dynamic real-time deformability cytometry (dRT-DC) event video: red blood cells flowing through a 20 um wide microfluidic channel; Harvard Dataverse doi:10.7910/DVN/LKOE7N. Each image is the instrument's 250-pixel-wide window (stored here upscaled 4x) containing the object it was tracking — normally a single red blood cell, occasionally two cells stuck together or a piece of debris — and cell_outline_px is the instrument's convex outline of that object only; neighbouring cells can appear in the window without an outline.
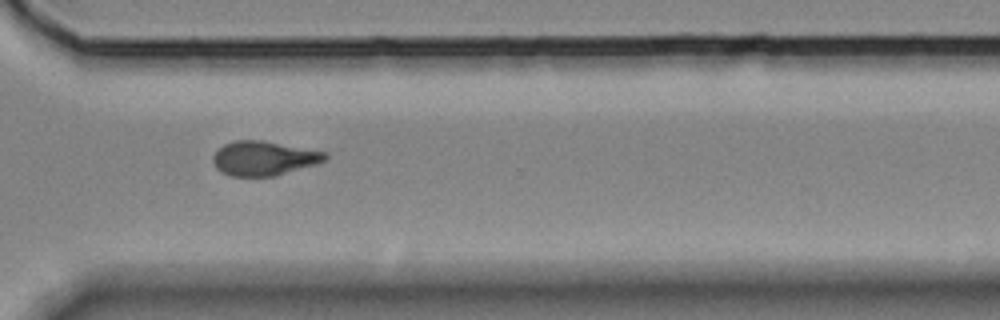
{"species": "Egyptian fruit bat (a non-hibernating species)", "species_latin": "Rousettus aegyptiacus", "temperature_condition": "room temperature", "stored_images_in_passage": 15, "camera_frame_rate_fps": 3000, "um_per_image_px": 0.085, "animal": {"sex": "female"}, "frame": {"image": 1, "passage_image": 11, "time_ms": 12.333, "image_size_px": [1000, 320], "cell_outline_px": [[328, 156], [324, 160], [316, 164], [276, 176], [232, 176], [220, 172], [216, 168], [212, 160], [212, 156], [224, 144], [236, 140], [260, 140], [328, 152]], "centroid_in_image_um": [22.42, 13.46], "position_along_channel_um": 348.2, "area_um2": 22.43}}
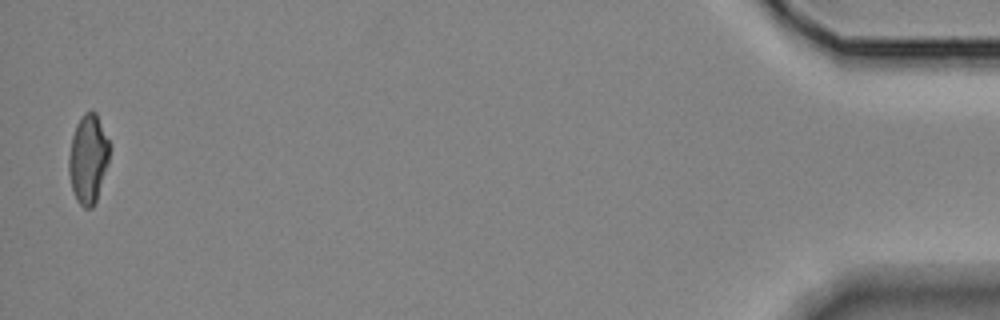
{"frame": {"image": 2, "passage_image": 15, "time_ms": 17.0, "image_size_px": [1000, 320], "cell_outline_px": [[108, 160], [96, 200], [92, 208], [84, 208], [76, 200], [72, 188], [68, 172], [68, 156], [72, 136], [76, 124], [84, 112], [92, 108], [96, 112], [108, 140]], "centroid_in_image_um": [7.46, 13.47], "position_along_channel_um": 427.7, "area_um2": 20.87}, "authors_computed_cell_mechanics": {"area_um2": 21.964, "velocity_mm_per_s": 3.6165, "shape_relaxation_time_tau1_ms": null, "shape_relaxation_time_tau2_ms": 3.652, "deformation_change_tau1": null, "deformation_change_tau2": 0.1068}}